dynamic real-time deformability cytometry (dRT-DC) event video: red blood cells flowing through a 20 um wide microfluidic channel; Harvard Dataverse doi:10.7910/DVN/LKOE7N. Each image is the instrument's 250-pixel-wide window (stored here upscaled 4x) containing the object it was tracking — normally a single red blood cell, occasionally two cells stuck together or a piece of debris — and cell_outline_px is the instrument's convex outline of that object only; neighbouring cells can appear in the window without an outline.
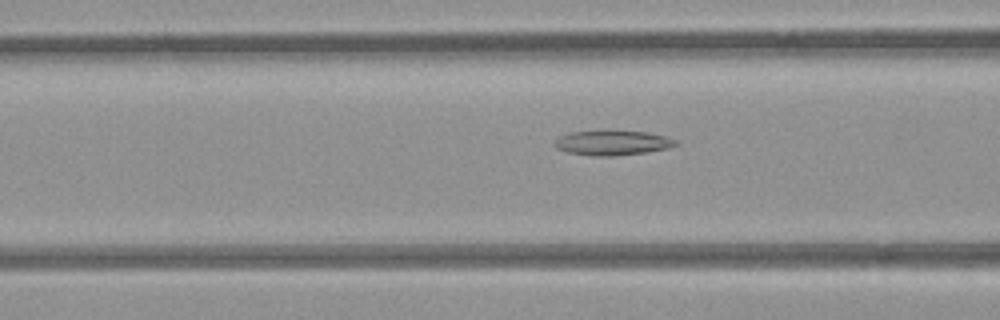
{"species": "common noctule bat (a hibernating species)", "species_latin": "Nyctalus noctula", "temperature_condition": "room temperature", "stored_images_in_passage": 35, "camera_frame_rate_fps": 3000, "um_per_image_px": 0.085, "animal": {"sex": "female", "body_mass_g": 21.9}, "frame": {"image": 1, "passage_image": 9, "time_ms": 2.667, "image_size_px": [1000, 320], "cell_outline_px": [[680, 144], [668, 148], [648, 152], [612, 156], [592, 156], [568, 152], [556, 148], [552, 144], [560, 136], [568, 132], [604, 128], [648, 132], [664, 136], [676, 140]], "centroid_in_image_um": [52.03, 12.1], "position_along_channel_um": 114.6, "area_um2": 18.32}}
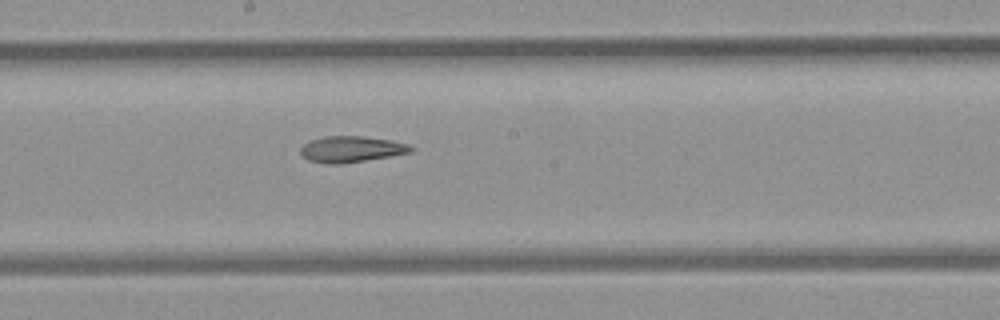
{"frame": {"image": 2, "passage_image": 17, "time_ms": 5.333, "image_size_px": [1000, 320], "cell_outline_px": [[412, 152], [340, 164], [328, 164], [308, 160], [300, 152], [300, 148], [304, 144], [312, 140], [324, 136], [364, 136], [388, 140], [408, 144], [412, 148]], "centroid_in_image_um": [29.82, 12.68], "position_along_channel_um": 218.4, "area_um2": 16.47}}
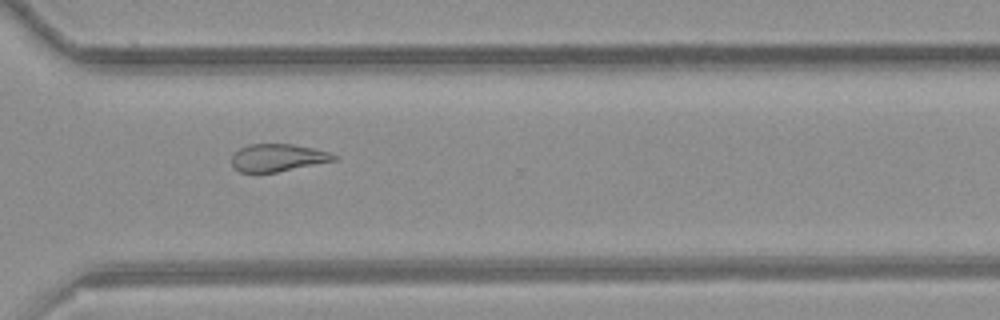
{"frame": {"image": 3, "passage_image": 27, "time_ms": 8.667, "image_size_px": [1000, 320], "cell_outline_px": [[336, 160], [276, 172], [240, 172], [232, 164], [232, 156], [240, 148], [248, 144], [292, 144], [312, 148], [328, 152], [336, 156]], "centroid_in_image_um": [23.59, 13.4], "position_along_channel_um": 347.0, "area_um2": 16.07}}